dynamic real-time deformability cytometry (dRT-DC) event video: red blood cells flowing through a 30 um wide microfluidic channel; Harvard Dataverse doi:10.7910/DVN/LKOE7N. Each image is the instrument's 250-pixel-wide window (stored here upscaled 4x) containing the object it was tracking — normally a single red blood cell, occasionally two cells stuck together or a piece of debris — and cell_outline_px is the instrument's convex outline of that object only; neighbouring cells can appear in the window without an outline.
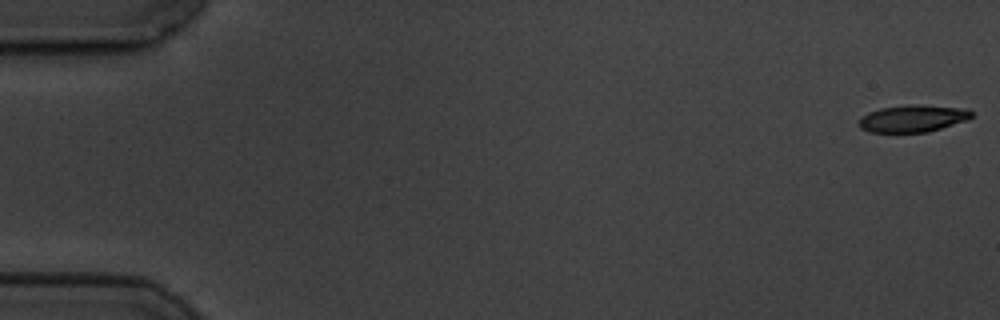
{"species": "common noctule bat (a hibernating species)", "species_latin": "Nyctalus noctula", "temperature_condition": "cold", "stored_images_in_passage": 6, "camera_frame_rate_fps": 3000, "um_per_image_px": 0.085, "animal": {"sex": "male", "body_mass_g": 19.5, "forearm_length_mm": 54.6}, "frame": {"image": 1, "passage_image": 1, "time_ms": 0.0, "image_size_px": [1000, 320], "cell_outline_px": [[972, 116], [968, 120], [928, 132], [868, 132], [860, 128], [860, 116], [868, 112], [880, 108], [912, 104], [920, 104], [968, 108], [972, 112]], "centroid_in_image_um": [77.61, 10.06], "position_along_channel_um": 7.4, "area_um2": 17.98}}
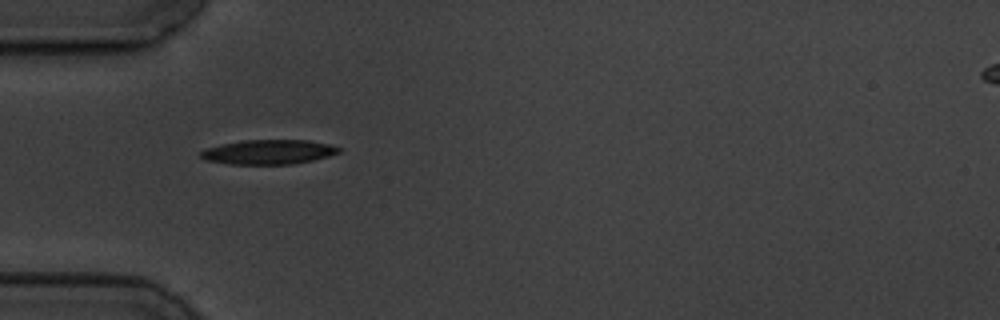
{"frame": {"image": 2, "passage_image": 5, "time_ms": 5.667, "image_size_px": [1000, 320], "cell_outline_px": [[340, 152], [328, 156], [312, 160], [292, 164], [228, 164], [204, 160], [200, 156], [200, 152], [204, 148], [220, 144], [240, 140], [308, 140], [328, 144], [340, 148]], "centroid_in_image_um": [22.76, 12.91], "position_along_channel_um": 62.2, "area_um2": 19.83}}
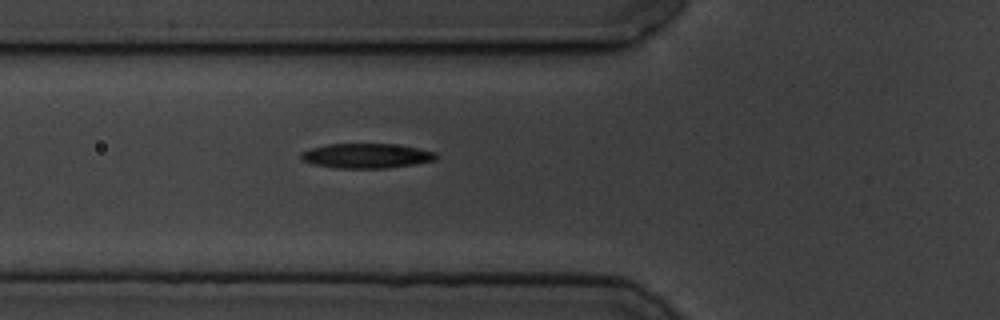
{"frame": {"image": 3, "passage_image": 6, "time_ms": 6.667, "image_size_px": [1000, 320], "cell_outline_px": [[436, 160], [412, 164], [384, 168], [336, 168], [312, 164], [300, 160], [300, 152], [312, 148], [328, 144], [392, 144], [420, 148], [436, 152]], "centroid_in_image_um": [31.11, 13.24], "position_along_channel_um": 94.7, "area_um2": 19.42}}